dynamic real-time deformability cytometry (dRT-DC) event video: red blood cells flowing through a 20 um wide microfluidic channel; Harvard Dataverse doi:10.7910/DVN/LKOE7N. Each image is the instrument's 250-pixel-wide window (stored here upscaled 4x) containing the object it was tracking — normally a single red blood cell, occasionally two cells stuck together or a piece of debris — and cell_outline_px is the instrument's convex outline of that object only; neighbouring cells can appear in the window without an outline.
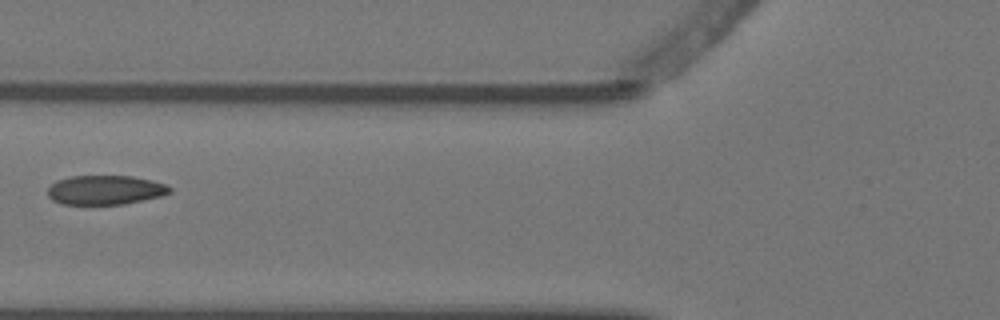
{"species": "Egyptian fruit bat (a non-hibernating species)", "species_latin": "Rousettus aegyptiacus", "temperature_condition": "warm", "stored_images_in_passage": 5, "camera_frame_rate_fps": 3000, "um_per_image_px": 0.085, "animal": {"sex": "female"}, "frame": {"image": 1, "passage_image": 5, "time_ms": 1.333, "image_size_px": [1000, 320], "cell_outline_px": [[172, 192], [160, 196], [124, 204], [60, 204], [52, 200], [48, 196], [48, 188], [56, 180], [72, 176], [132, 176], [152, 180], [168, 184], [172, 188]], "centroid_in_image_um": [8.96, 16.14], "position_along_channel_um": 116.8, "area_um2": 20.92}}